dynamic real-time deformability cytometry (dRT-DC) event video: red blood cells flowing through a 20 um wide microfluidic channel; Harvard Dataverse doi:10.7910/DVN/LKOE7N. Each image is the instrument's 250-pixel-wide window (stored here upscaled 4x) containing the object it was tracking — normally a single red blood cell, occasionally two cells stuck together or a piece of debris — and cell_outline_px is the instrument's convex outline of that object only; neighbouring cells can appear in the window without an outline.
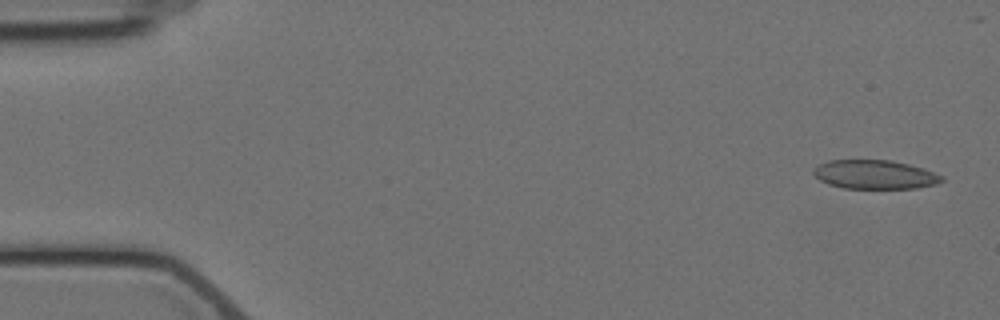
{"species": "Egyptian fruit bat (a non-hibernating species)", "species_latin": "Rousettus aegyptiacus", "temperature_condition": "cold", "stored_images_in_passage": 5, "camera_frame_rate_fps": 3000, "um_per_image_px": 0.085, "animal": {"sex": "female"}, "frame": {"image": 1, "passage_image": 1, "time_ms": 0.0, "image_size_px": [1000, 320], "cell_outline_px": [[944, 180], [936, 184], [916, 188], [844, 188], [828, 184], [820, 180], [812, 172], [812, 168], [828, 160], [892, 160], [924, 168], [944, 176]], "centroid_in_image_um": [74.36, 14.83], "position_along_channel_um": 10.6, "area_um2": 21.68}}
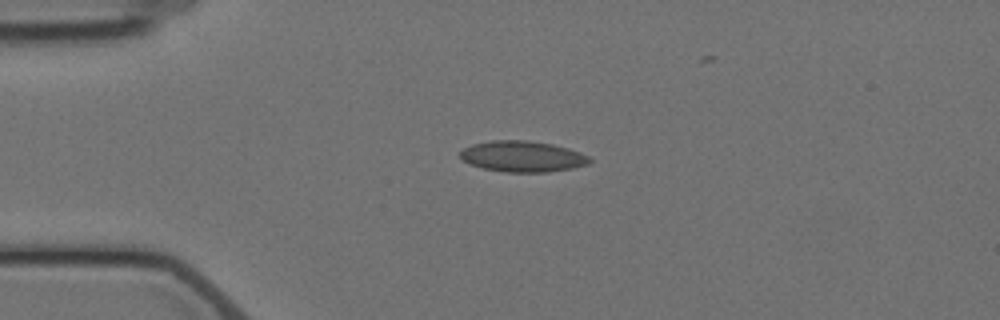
{"frame": {"image": 2, "passage_image": 4, "time_ms": 3.667, "image_size_px": [1000, 320], "cell_outline_px": [[592, 160], [588, 164], [572, 168], [548, 172], [504, 172], [484, 168], [472, 164], [464, 160], [460, 156], [460, 152], [464, 148], [472, 144], [492, 140], [528, 140], [552, 144], [568, 148], [580, 152], [588, 156]], "centroid_in_image_um": [44.44, 13.29], "position_along_channel_um": 40.6, "area_um2": 23.24}}